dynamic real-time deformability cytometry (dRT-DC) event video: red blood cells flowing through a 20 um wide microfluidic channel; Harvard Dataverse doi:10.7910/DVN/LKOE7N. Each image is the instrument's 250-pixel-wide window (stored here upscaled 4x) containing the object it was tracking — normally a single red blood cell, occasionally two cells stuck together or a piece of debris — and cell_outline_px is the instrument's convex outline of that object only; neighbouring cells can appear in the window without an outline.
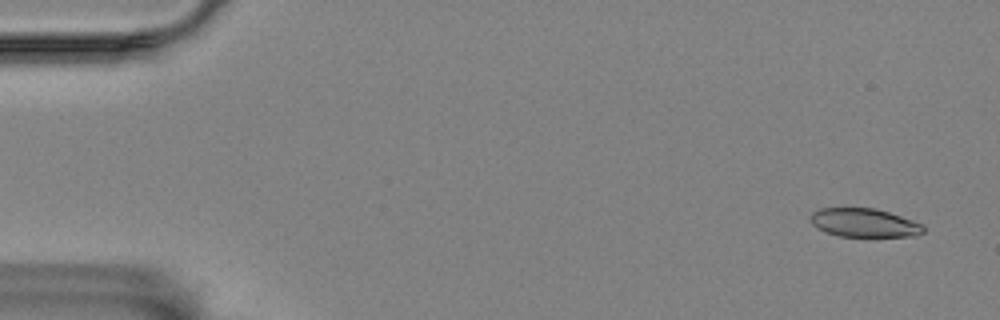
{"species": "Egyptian fruit bat (a non-hibernating species)", "species_latin": "Rousettus aegyptiacus", "temperature_condition": "room temperature", "stored_images_in_passage": 56, "camera_frame_rate_fps": 3000, "um_per_image_px": 0.085, "animal": {"sex": "female"}, "frame": {"image": 1, "passage_image": 1, "time_ms": 0.0, "image_size_px": [1000, 320], "cell_outline_px": [[924, 232], [916, 236], [840, 236], [824, 232], [816, 228], [812, 224], [808, 216], [812, 212], [820, 208], [876, 208], [924, 224]], "centroid_in_image_um": [73.42, 18.93], "position_along_channel_um": 11.6, "area_um2": 18.96}}
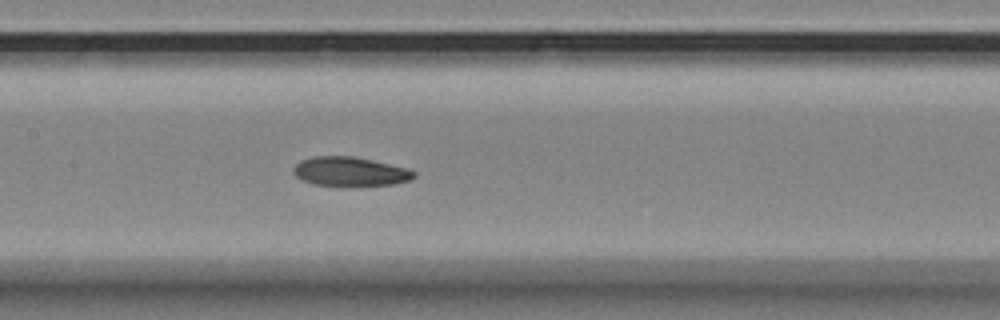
{"frame": {"image": 2, "passage_image": 26, "time_ms": 8.333, "image_size_px": [1000, 320], "cell_outline_px": [[416, 176], [412, 180], [396, 184], [312, 184], [300, 180], [292, 172], [292, 168], [300, 160], [312, 156], [352, 156], [372, 160], [408, 168], [416, 172]], "centroid_in_image_um": [29.74, 14.55], "position_along_channel_um": 177.7, "area_um2": 20.23}}
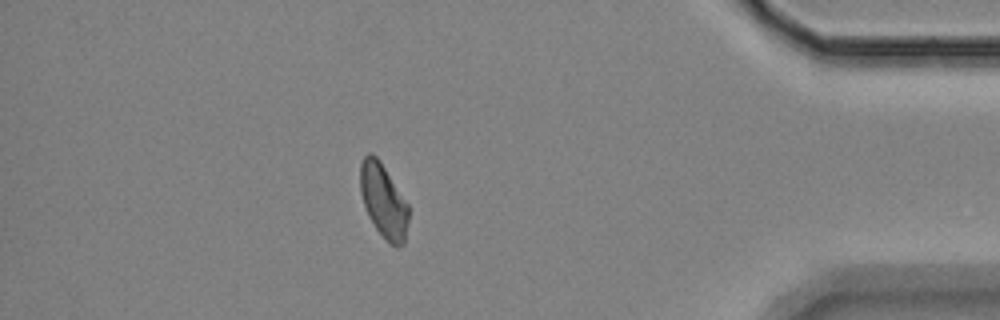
{"frame": {"image": 3, "passage_image": 49, "time_ms": 16.0, "image_size_px": [1000, 320], "cell_outline_px": [[408, 224], [404, 244], [396, 248], [388, 244], [376, 228], [368, 216], [360, 192], [360, 164], [364, 156], [368, 152], [372, 152], [380, 160], [408, 204]], "centroid_in_image_um": [32.59, 17.08], "position_along_channel_um": 402.6, "area_um2": 20.98}, "authors_computed_cell_mechanics": {"area_um2": 20.808, "velocity_mm_per_s": 3.45, "shape_relaxation_time_tau1_ms": 10.3794, "shape_relaxation_time_tau2_ms": 3.7291, "deformation_change_tau1": 0.1876, "deformation_change_tau2": 0.0902}}